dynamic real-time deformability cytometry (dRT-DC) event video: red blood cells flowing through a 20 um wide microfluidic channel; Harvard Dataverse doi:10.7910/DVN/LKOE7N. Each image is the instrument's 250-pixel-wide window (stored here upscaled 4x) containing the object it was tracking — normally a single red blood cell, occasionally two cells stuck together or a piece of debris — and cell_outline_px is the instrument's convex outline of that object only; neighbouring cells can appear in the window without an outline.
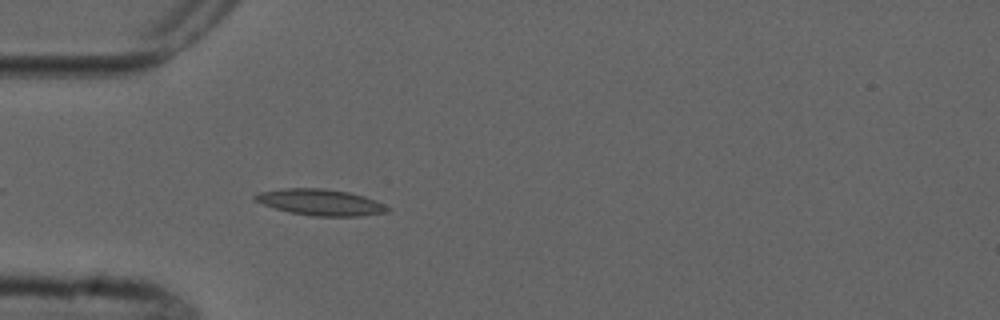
{"species": "common noctule bat (a hibernating species)", "species_latin": "Nyctalus noctula", "temperature_condition": "cold", "stored_images_in_passage": 2, "camera_frame_rate_fps": 3000, "um_per_image_px": 0.085, "animal": {"sex": "male", "forearm_length_mm": 52.5}, "frame": {"image": 1, "passage_image": 2, "time_ms": 2.0, "image_size_px": [1000, 320], "cell_outline_px": [[392, 208], [388, 212], [360, 216], [312, 216], [288, 212], [252, 200], [252, 196], [260, 192], [284, 188], [320, 188], [348, 192], [364, 196], [376, 200]], "centroid_in_image_um": [27.25, 17.2], "position_along_channel_um": 57.7, "area_um2": 20.29}}